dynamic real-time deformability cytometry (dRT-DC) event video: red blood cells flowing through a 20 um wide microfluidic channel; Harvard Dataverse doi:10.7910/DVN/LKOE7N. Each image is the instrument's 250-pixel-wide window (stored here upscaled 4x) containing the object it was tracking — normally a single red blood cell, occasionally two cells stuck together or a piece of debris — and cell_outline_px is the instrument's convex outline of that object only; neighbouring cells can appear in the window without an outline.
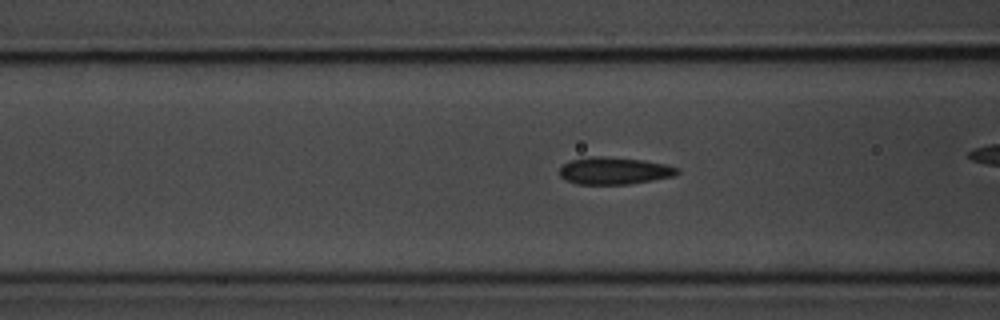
{"species": "common noctule bat (a hibernating species)", "species_latin": "Nyctalus noctula", "temperature_condition": "room temperature", "stored_images_in_passage": 33, "camera_frame_rate_fps": 3000, "um_per_image_px": 0.085, "animal": {"sex": "male", "body_mass_g": 20.1, "forearm_length_mm": 53.5}, "frame": {"image": 1, "passage_image": 10, "time_ms": 3.0, "image_size_px": [1000, 320], "cell_outline_px": [[680, 172], [672, 176], [652, 180], [628, 184], [576, 184], [560, 176], [560, 168], [564, 164], [572, 160], [592, 156], [604, 156], [644, 160], [664, 164], [680, 168]], "centroid_in_image_um": [52.23, 14.51], "position_along_channel_um": 114.4, "area_um2": 18.5}, "authors_computed_cell_mechanics": {"area_um2": 18.6116, "velocity_mm_per_s": 3.7091, "shape_relaxation_time_tau1_ms": 5.375, "shape_relaxation_time_tau2_ms": 2.7867, "deformation_change_tau1": 0.1213, "deformation_change_tau2": 0.0872}}